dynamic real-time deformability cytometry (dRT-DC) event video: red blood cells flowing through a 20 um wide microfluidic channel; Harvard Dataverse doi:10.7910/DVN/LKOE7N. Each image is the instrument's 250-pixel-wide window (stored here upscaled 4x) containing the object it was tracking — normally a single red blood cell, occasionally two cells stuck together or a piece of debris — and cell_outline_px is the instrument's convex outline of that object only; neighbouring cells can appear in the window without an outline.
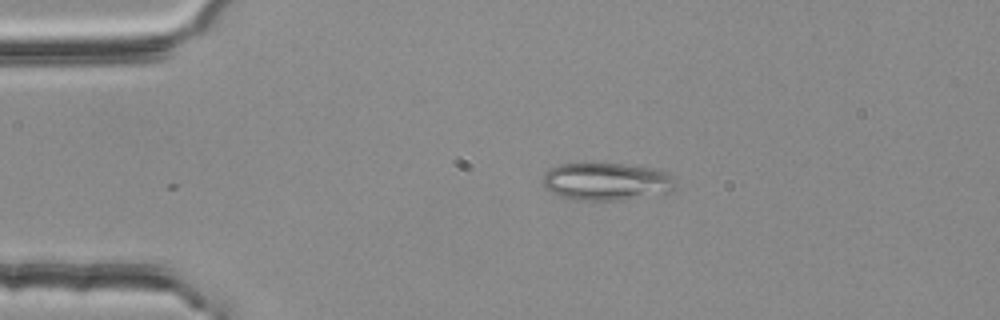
{"species": "common noctule bat (a hibernating species)", "species_latin": "Nyctalus noctula", "temperature_condition": "room temperature", "stored_images_in_passage": 5, "camera_frame_rate_fps": 3000, "um_per_image_px": 0.085, "animal": {"sex": "female", "body_mass_g": 25.1}, "frame": {"image": 1, "passage_image": 2, "time_ms": 0.333, "image_size_px": [1000, 320], "cell_outline_px": [[672, 188], [668, 192], [624, 200], [576, 200], [560, 196], [552, 192], [544, 184], [544, 172], [560, 164], [584, 160], [588, 160], [660, 168], [672, 176]], "centroid_in_image_um": [51.51, 15.37], "position_along_channel_um": 33.5, "area_um2": 29.77}}